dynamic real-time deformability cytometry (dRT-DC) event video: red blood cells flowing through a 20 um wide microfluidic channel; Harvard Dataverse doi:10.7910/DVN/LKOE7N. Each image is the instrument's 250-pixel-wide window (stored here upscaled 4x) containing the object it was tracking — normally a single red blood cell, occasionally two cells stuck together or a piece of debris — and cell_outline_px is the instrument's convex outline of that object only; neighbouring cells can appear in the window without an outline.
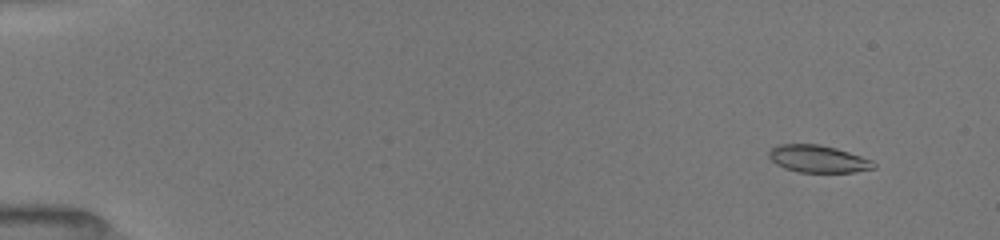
{"species": "common noctule bat (a hibernating species)", "species_latin": "Nyctalus noctula", "temperature_condition": "room temperature", "stored_images_in_passage": 21, "camera_frame_rate_fps": 3000, "um_per_image_px": 0.085, "animal": {"sex": "female", "body_mass_g": 19.5, "forearm_length_mm": 54.1}, "frame": {"image": 1, "passage_image": 4, "time_ms": 1.333, "image_size_px": [1000, 240], "cell_outline_px": [[876, 168], [856, 172], [800, 172], [784, 168], [776, 164], [768, 156], [768, 152], [776, 144], [820, 144], [836, 148], [872, 160], [876, 164]], "centroid_in_image_um": [69.53, 13.5], "position_along_channel_um": 15.5, "area_um2": 16.7}}
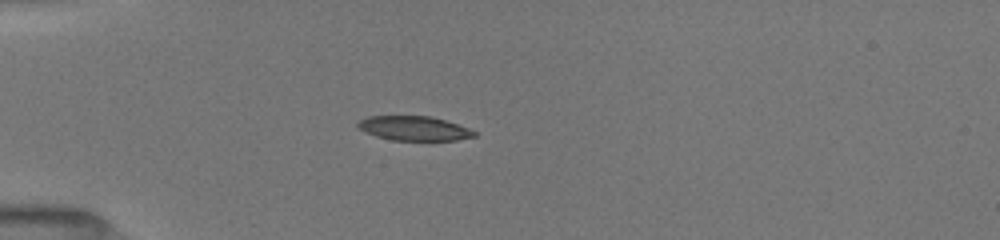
{"frame": {"image": 2, "passage_image": 14, "time_ms": 5.0, "image_size_px": [1000, 240], "cell_outline_px": [[476, 136], [456, 140], [392, 140], [376, 136], [364, 132], [356, 128], [356, 124], [360, 120], [368, 116], [432, 116], [468, 128], [476, 132]], "centroid_in_image_um": [35.14, 10.91], "position_along_channel_um": 49.9, "area_um2": 16.53}}
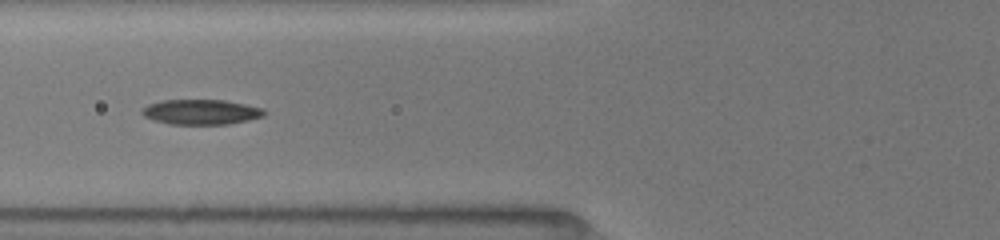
{"frame": {"image": 3, "passage_image": 19, "time_ms": 7.0, "image_size_px": [1000, 240], "cell_outline_px": [[268, 112], [264, 116], [248, 120], [228, 124], [168, 124], [152, 120], [144, 116], [140, 112], [140, 108], [148, 104], [160, 100], [224, 100], [264, 108]], "centroid_in_image_um": [17.06, 9.51], "position_along_channel_um": 108.7, "area_um2": 18.09}}